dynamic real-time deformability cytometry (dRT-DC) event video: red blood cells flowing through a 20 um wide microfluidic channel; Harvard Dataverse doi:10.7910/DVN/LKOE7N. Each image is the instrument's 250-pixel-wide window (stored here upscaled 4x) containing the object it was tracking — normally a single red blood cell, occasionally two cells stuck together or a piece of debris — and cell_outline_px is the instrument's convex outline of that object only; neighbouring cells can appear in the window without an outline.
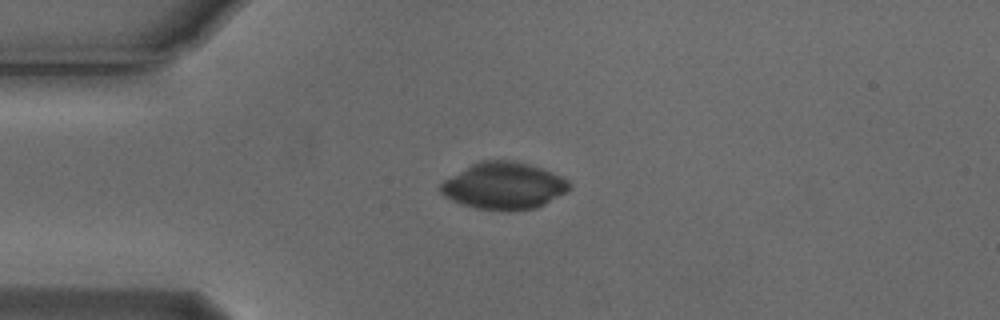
{"species": "Egyptian fruit bat (a non-hibernating species)", "species_latin": "Rousettus aegyptiacus", "temperature_condition": "cold", "stored_images_in_passage": 4, "camera_frame_rate_fps": 3000, "um_per_image_px": 0.085, "animal": {"sex": "male"}, "frame": {"image": 1, "passage_image": 3, "time_ms": 0.667, "image_size_px": [1000, 320], "cell_outline_px": [[572, 188], [568, 192], [536, 208], [508, 212], [476, 208], [460, 204], [444, 196], [440, 192], [440, 184], [444, 180], [472, 164], [480, 160], [512, 160], [528, 164], [552, 172], [568, 180], [572, 184]], "centroid_in_image_um": [42.85, 15.81], "position_along_channel_um": 42.2, "area_um2": 35.43}}